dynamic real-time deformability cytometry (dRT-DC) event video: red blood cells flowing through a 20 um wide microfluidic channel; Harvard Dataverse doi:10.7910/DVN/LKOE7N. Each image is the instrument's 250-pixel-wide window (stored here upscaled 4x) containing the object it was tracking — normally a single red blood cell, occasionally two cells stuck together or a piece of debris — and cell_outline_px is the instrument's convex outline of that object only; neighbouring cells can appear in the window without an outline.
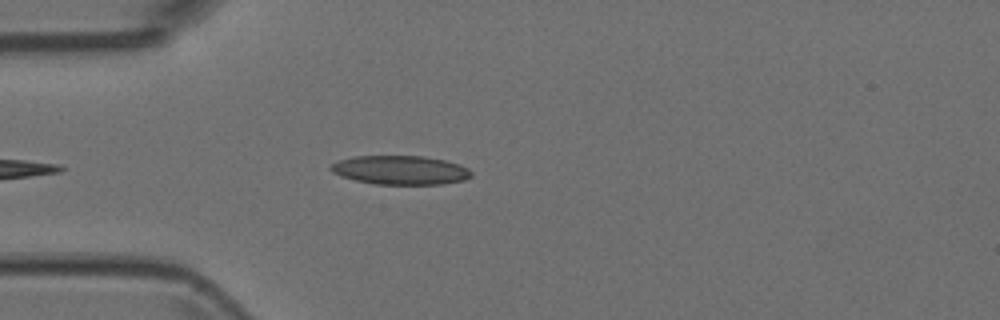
{"species": "Egyptian fruit bat (a non-hibernating species)", "species_latin": "Rousettus aegyptiacus", "temperature_condition": "room temperature", "stored_images_in_passage": 5, "camera_frame_rate_fps": 3000, "um_per_image_px": 0.085, "animal": {"sex": "female"}, "frame": {"image": 1, "passage_image": 5, "time_ms": 1.333, "image_size_px": [1000, 320], "cell_outline_px": [[472, 176], [464, 180], [444, 184], [376, 184], [356, 180], [340, 176], [332, 172], [328, 168], [336, 160], [352, 156], [424, 156], [444, 160], [460, 164], [468, 168], [472, 172]], "centroid_in_image_um": [34.02, 14.45], "position_along_channel_um": 51.0, "area_um2": 23.87}}